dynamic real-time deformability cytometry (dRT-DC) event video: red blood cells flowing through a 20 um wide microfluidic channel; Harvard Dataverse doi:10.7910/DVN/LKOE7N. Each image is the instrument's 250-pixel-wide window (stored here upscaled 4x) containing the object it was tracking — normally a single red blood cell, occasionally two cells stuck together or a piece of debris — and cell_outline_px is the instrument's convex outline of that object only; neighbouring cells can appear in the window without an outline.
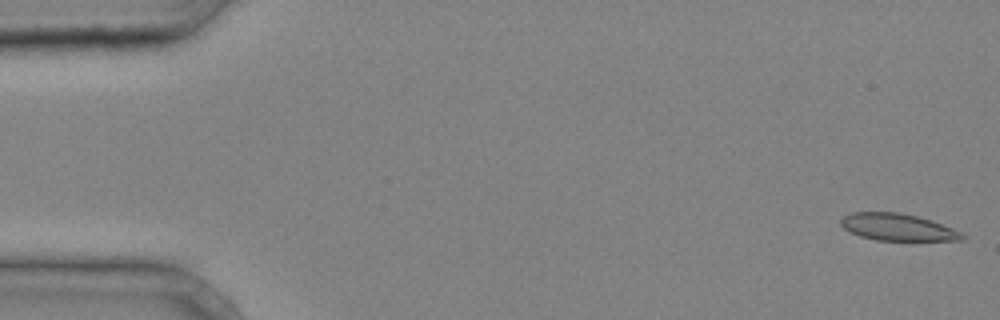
{"species": "common noctule bat (a hibernating species)", "species_latin": "Nyctalus noctula", "temperature_condition": "cold", "stored_images_in_passage": 40, "camera_frame_rate_fps": 3000, "um_per_image_px": 0.085, "animal": {"sex": "male", "body_mass_g": 20.4}, "frame": {"image": 1, "passage_image": 1, "time_ms": 0.0, "image_size_px": [1000, 320], "cell_outline_px": [[964, 240], [876, 240], [860, 236], [844, 228], [840, 224], [840, 220], [844, 216], [852, 212], [900, 212], [932, 220], [952, 228], [960, 232], [964, 236]], "centroid_in_image_um": [76.28, 19.3], "position_along_channel_um": 8.7, "area_um2": 18.9}}
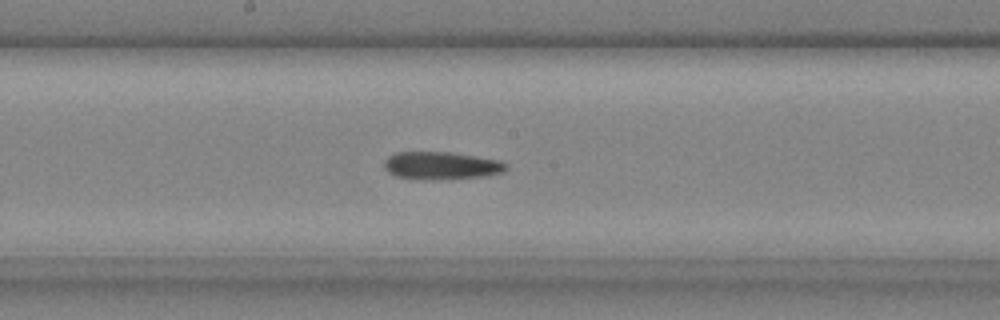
{"frame": {"image": 2, "passage_image": 22, "time_ms": 7.0, "image_size_px": [1000, 320], "cell_outline_px": [[508, 168], [504, 172], [488, 176], [396, 176], [388, 172], [384, 168], [384, 160], [388, 156], [396, 152], [448, 152], [500, 160], [508, 164]], "centroid_in_image_um": [37.55, 14.0], "position_along_channel_um": 210.6, "area_um2": 18.44}}
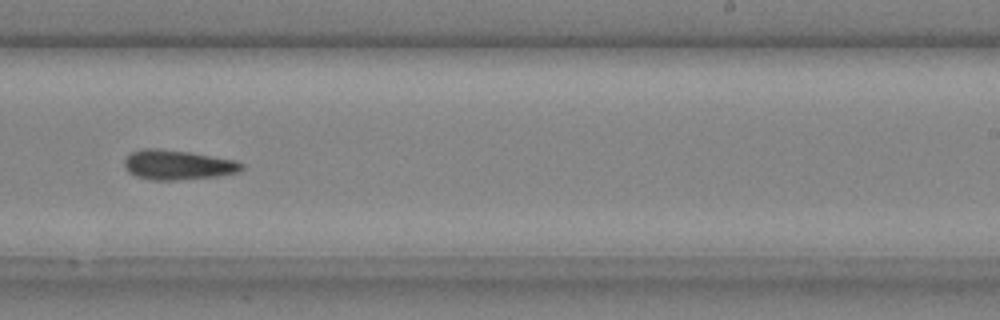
{"frame": {"image": 3, "passage_image": 26, "time_ms": 8.333, "image_size_px": [1000, 320], "cell_outline_px": [[244, 168], [240, 172], [216, 176], [172, 180], [152, 180], [136, 176], [128, 172], [124, 168], [124, 160], [128, 152], [140, 148], [160, 148], [192, 152], [236, 160], [244, 164]], "centroid_in_image_um": [15.08, 13.99], "position_along_channel_um": 273.9, "area_um2": 20.69}}